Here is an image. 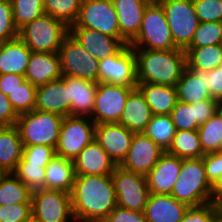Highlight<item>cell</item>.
Returning a JSON list of instances; mask_svg holds the SVG:
<instances>
[{
	"label": "cell",
	"instance_id": "cell-1",
	"mask_svg": "<svg viewBox=\"0 0 222 222\" xmlns=\"http://www.w3.org/2000/svg\"><path fill=\"white\" fill-rule=\"evenodd\" d=\"M70 196L76 222H103L117 206L111 175H76Z\"/></svg>",
	"mask_w": 222,
	"mask_h": 222
},
{
	"label": "cell",
	"instance_id": "cell-2",
	"mask_svg": "<svg viewBox=\"0 0 222 222\" xmlns=\"http://www.w3.org/2000/svg\"><path fill=\"white\" fill-rule=\"evenodd\" d=\"M138 83L176 86L187 68L183 49H134Z\"/></svg>",
	"mask_w": 222,
	"mask_h": 222
},
{
	"label": "cell",
	"instance_id": "cell-3",
	"mask_svg": "<svg viewBox=\"0 0 222 222\" xmlns=\"http://www.w3.org/2000/svg\"><path fill=\"white\" fill-rule=\"evenodd\" d=\"M211 193L203 157L182 159L181 173L170 195L192 207L210 203Z\"/></svg>",
	"mask_w": 222,
	"mask_h": 222
},
{
	"label": "cell",
	"instance_id": "cell-4",
	"mask_svg": "<svg viewBox=\"0 0 222 222\" xmlns=\"http://www.w3.org/2000/svg\"><path fill=\"white\" fill-rule=\"evenodd\" d=\"M129 45L134 49H178L173 41L164 9L157 0H152L146 7L140 31Z\"/></svg>",
	"mask_w": 222,
	"mask_h": 222
},
{
	"label": "cell",
	"instance_id": "cell-5",
	"mask_svg": "<svg viewBox=\"0 0 222 222\" xmlns=\"http://www.w3.org/2000/svg\"><path fill=\"white\" fill-rule=\"evenodd\" d=\"M63 117L34 109L19 115L16 126L23 146L46 145L56 148Z\"/></svg>",
	"mask_w": 222,
	"mask_h": 222
},
{
	"label": "cell",
	"instance_id": "cell-6",
	"mask_svg": "<svg viewBox=\"0 0 222 222\" xmlns=\"http://www.w3.org/2000/svg\"><path fill=\"white\" fill-rule=\"evenodd\" d=\"M68 33L69 27L62 21L44 13L20 28L18 37L32 52L58 53Z\"/></svg>",
	"mask_w": 222,
	"mask_h": 222
},
{
	"label": "cell",
	"instance_id": "cell-7",
	"mask_svg": "<svg viewBox=\"0 0 222 222\" xmlns=\"http://www.w3.org/2000/svg\"><path fill=\"white\" fill-rule=\"evenodd\" d=\"M163 7L175 45L185 50L199 25L193 0H157Z\"/></svg>",
	"mask_w": 222,
	"mask_h": 222
},
{
	"label": "cell",
	"instance_id": "cell-8",
	"mask_svg": "<svg viewBox=\"0 0 222 222\" xmlns=\"http://www.w3.org/2000/svg\"><path fill=\"white\" fill-rule=\"evenodd\" d=\"M58 55L63 75L99 82V60L95 59L70 33L64 37Z\"/></svg>",
	"mask_w": 222,
	"mask_h": 222
},
{
	"label": "cell",
	"instance_id": "cell-9",
	"mask_svg": "<svg viewBox=\"0 0 222 222\" xmlns=\"http://www.w3.org/2000/svg\"><path fill=\"white\" fill-rule=\"evenodd\" d=\"M95 127L96 124L89 117H63L56 155L74 160L95 139Z\"/></svg>",
	"mask_w": 222,
	"mask_h": 222
},
{
	"label": "cell",
	"instance_id": "cell-10",
	"mask_svg": "<svg viewBox=\"0 0 222 222\" xmlns=\"http://www.w3.org/2000/svg\"><path fill=\"white\" fill-rule=\"evenodd\" d=\"M31 202L32 216L39 222H76L68 192L36 189L32 191Z\"/></svg>",
	"mask_w": 222,
	"mask_h": 222
},
{
	"label": "cell",
	"instance_id": "cell-11",
	"mask_svg": "<svg viewBox=\"0 0 222 222\" xmlns=\"http://www.w3.org/2000/svg\"><path fill=\"white\" fill-rule=\"evenodd\" d=\"M70 27L90 28L121 39L117 12L112 0H82L78 17Z\"/></svg>",
	"mask_w": 222,
	"mask_h": 222
},
{
	"label": "cell",
	"instance_id": "cell-12",
	"mask_svg": "<svg viewBox=\"0 0 222 222\" xmlns=\"http://www.w3.org/2000/svg\"><path fill=\"white\" fill-rule=\"evenodd\" d=\"M137 87L98 82L91 120L96 124L118 123L129 93Z\"/></svg>",
	"mask_w": 222,
	"mask_h": 222
},
{
	"label": "cell",
	"instance_id": "cell-13",
	"mask_svg": "<svg viewBox=\"0 0 222 222\" xmlns=\"http://www.w3.org/2000/svg\"><path fill=\"white\" fill-rule=\"evenodd\" d=\"M117 206L142 212L149 196L146 177L117 166L112 173Z\"/></svg>",
	"mask_w": 222,
	"mask_h": 222
},
{
	"label": "cell",
	"instance_id": "cell-14",
	"mask_svg": "<svg viewBox=\"0 0 222 222\" xmlns=\"http://www.w3.org/2000/svg\"><path fill=\"white\" fill-rule=\"evenodd\" d=\"M99 82L137 87L136 55L126 44L117 54L99 60Z\"/></svg>",
	"mask_w": 222,
	"mask_h": 222
},
{
	"label": "cell",
	"instance_id": "cell-15",
	"mask_svg": "<svg viewBox=\"0 0 222 222\" xmlns=\"http://www.w3.org/2000/svg\"><path fill=\"white\" fill-rule=\"evenodd\" d=\"M164 153L165 151L149 137L143 133H134L129 151L119 166L146 176Z\"/></svg>",
	"mask_w": 222,
	"mask_h": 222
},
{
	"label": "cell",
	"instance_id": "cell-16",
	"mask_svg": "<svg viewBox=\"0 0 222 222\" xmlns=\"http://www.w3.org/2000/svg\"><path fill=\"white\" fill-rule=\"evenodd\" d=\"M134 132L118 123H102L95 127V139L119 166L127 155Z\"/></svg>",
	"mask_w": 222,
	"mask_h": 222
},
{
	"label": "cell",
	"instance_id": "cell-17",
	"mask_svg": "<svg viewBox=\"0 0 222 222\" xmlns=\"http://www.w3.org/2000/svg\"><path fill=\"white\" fill-rule=\"evenodd\" d=\"M182 159L165 152L145 176L149 193L171 194L181 173Z\"/></svg>",
	"mask_w": 222,
	"mask_h": 222
},
{
	"label": "cell",
	"instance_id": "cell-18",
	"mask_svg": "<svg viewBox=\"0 0 222 222\" xmlns=\"http://www.w3.org/2000/svg\"><path fill=\"white\" fill-rule=\"evenodd\" d=\"M69 33L97 60L117 54L126 43L85 27H69Z\"/></svg>",
	"mask_w": 222,
	"mask_h": 222
},
{
	"label": "cell",
	"instance_id": "cell-19",
	"mask_svg": "<svg viewBox=\"0 0 222 222\" xmlns=\"http://www.w3.org/2000/svg\"><path fill=\"white\" fill-rule=\"evenodd\" d=\"M36 110L70 115V98L68 87L62 78L50 81L36 89Z\"/></svg>",
	"mask_w": 222,
	"mask_h": 222
},
{
	"label": "cell",
	"instance_id": "cell-20",
	"mask_svg": "<svg viewBox=\"0 0 222 222\" xmlns=\"http://www.w3.org/2000/svg\"><path fill=\"white\" fill-rule=\"evenodd\" d=\"M152 0H112L117 12L121 39L129 44L139 33L144 12Z\"/></svg>",
	"mask_w": 222,
	"mask_h": 222
},
{
	"label": "cell",
	"instance_id": "cell-21",
	"mask_svg": "<svg viewBox=\"0 0 222 222\" xmlns=\"http://www.w3.org/2000/svg\"><path fill=\"white\" fill-rule=\"evenodd\" d=\"M73 162L76 175H112L117 167L96 140L89 143Z\"/></svg>",
	"mask_w": 222,
	"mask_h": 222
},
{
	"label": "cell",
	"instance_id": "cell-22",
	"mask_svg": "<svg viewBox=\"0 0 222 222\" xmlns=\"http://www.w3.org/2000/svg\"><path fill=\"white\" fill-rule=\"evenodd\" d=\"M188 208L170 194L149 193L144 214L146 222H181Z\"/></svg>",
	"mask_w": 222,
	"mask_h": 222
},
{
	"label": "cell",
	"instance_id": "cell-23",
	"mask_svg": "<svg viewBox=\"0 0 222 222\" xmlns=\"http://www.w3.org/2000/svg\"><path fill=\"white\" fill-rule=\"evenodd\" d=\"M61 78L68 87L70 115L91 118L98 83L68 75Z\"/></svg>",
	"mask_w": 222,
	"mask_h": 222
},
{
	"label": "cell",
	"instance_id": "cell-24",
	"mask_svg": "<svg viewBox=\"0 0 222 222\" xmlns=\"http://www.w3.org/2000/svg\"><path fill=\"white\" fill-rule=\"evenodd\" d=\"M25 78L35 87L63 76L58 53L32 52Z\"/></svg>",
	"mask_w": 222,
	"mask_h": 222
},
{
	"label": "cell",
	"instance_id": "cell-25",
	"mask_svg": "<svg viewBox=\"0 0 222 222\" xmlns=\"http://www.w3.org/2000/svg\"><path fill=\"white\" fill-rule=\"evenodd\" d=\"M152 116L151 108L144 95L138 88H134L127 97L126 106L118 124L134 133H142Z\"/></svg>",
	"mask_w": 222,
	"mask_h": 222
},
{
	"label": "cell",
	"instance_id": "cell-26",
	"mask_svg": "<svg viewBox=\"0 0 222 222\" xmlns=\"http://www.w3.org/2000/svg\"><path fill=\"white\" fill-rule=\"evenodd\" d=\"M178 101L194 104L212 98L207 82V71L186 68L176 84Z\"/></svg>",
	"mask_w": 222,
	"mask_h": 222
},
{
	"label": "cell",
	"instance_id": "cell-27",
	"mask_svg": "<svg viewBox=\"0 0 222 222\" xmlns=\"http://www.w3.org/2000/svg\"><path fill=\"white\" fill-rule=\"evenodd\" d=\"M32 51L19 38L0 44V74L25 75Z\"/></svg>",
	"mask_w": 222,
	"mask_h": 222
},
{
	"label": "cell",
	"instance_id": "cell-28",
	"mask_svg": "<svg viewBox=\"0 0 222 222\" xmlns=\"http://www.w3.org/2000/svg\"><path fill=\"white\" fill-rule=\"evenodd\" d=\"M137 88L144 95L153 115H170L178 102L175 86L138 83Z\"/></svg>",
	"mask_w": 222,
	"mask_h": 222
},
{
	"label": "cell",
	"instance_id": "cell-29",
	"mask_svg": "<svg viewBox=\"0 0 222 222\" xmlns=\"http://www.w3.org/2000/svg\"><path fill=\"white\" fill-rule=\"evenodd\" d=\"M45 169V189L71 193L76 178L73 160L56 155Z\"/></svg>",
	"mask_w": 222,
	"mask_h": 222
},
{
	"label": "cell",
	"instance_id": "cell-30",
	"mask_svg": "<svg viewBox=\"0 0 222 222\" xmlns=\"http://www.w3.org/2000/svg\"><path fill=\"white\" fill-rule=\"evenodd\" d=\"M23 154V144L16 125L0 126V164L12 173Z\"/></svg>",
	"mask_w": 222,
	"mask_h": 222
},
{
	"label": "cell",
	"instance_id": "cell-31",
	"mask_svg": "<svg viewBox=\"0 0 222 222\" xmlns=\"http://www.w3.org/2000/svg\"><path fill=\"white\" fill-rule=\"evenodd\" d=\"M184 51L188 69L209 71L218 67L222 62V44L187 47Z\"/></svg>",
	"mask_w": 222,
	"mask_h": 222
},
{
	"label": "cell",
	"instance_id": "cell-32",
	"mask_svg": "<svg viewBox=\"0 0 222 222\" xmlns=\"http://www.w3.org/2000/svg\"><path fill=\"white\" fill-rule=\"evenodd\" d=\"M166 152L180 159L202 158L205 155L197 130L176 131L172 144Z\"/></svg>",
	"mask_w": 222,
	"mask_h": 222
},
{
	"label": "cell",
	"instance_id": "cell-33",
	"mask_svg": "<svg viewBox=\"0 0 222 222\" xmlns=\"http://www.w3.org/2000/svg\"><path fill=\"white\" fill-rule=\"evenodd\" d=\"M176 131L171 115H153L142 133L166 152L172 144Z\"/></svg>",
	"mask_w": 222,
	"mask_h": 222
},
{
	"label": "cell",
	"instance_id": "cell-34",
	"mask_svg": "<svg viewBox=\"0 0 222 222\" xmlns=\"http://www.w3.org/2000/svg\"><path fill=\"white\" fill-rule=\"evenodd\" d=\"M32 190L13 173L0 179V205L32 203Z\"/></svg>",
	"mask_w": 222,
	"mask_h": 222
},
{
	"label": "cell",
	"instance_id": "cell-35",
	"mask_svg": "<svg viewBox=\"0 0 222 222\" xmlns=\"http://www.w3.org/2000/svg\"><path fill=\"white\" fill-rule=\"evenodd\" d=\"M205 154L222 151V116L217 112L197 129Z\"/></svg>",
	"mask_w": 222,
	"mask_h": 222
},
{
	"label": "cell",
	"instance_id": "cell-36",
	"mask_svg": "<svg viewBox=\"0 0 222 222\" xmlns=\"http://www.w3.org/2000/svg\"><path fill=\"white\" fill-rule=\"evenodd\" d=\"M82 0H44V13L72 26L79 14Z\"/></svg>",
	"mask_w": 222,
	"mask_h": 222
},
{
	"label": "cell",
	"instance_id": "cell-37",
	"mask_svg": "<svg viewBox=\"0 0 222 222\" xmlns=\"http://www.w3.org/2000/svg\"><path fill=\"white\" fill-rule=\"evenodd\" d=\"M13 21L19 30L27 23L44 14V0H10Z\"/></svg>",
	"mask_w": 222,
	"mask_h": 222
},
{
	"label": "cell",
	"instance_id": "cell-38",
	"mask_svg": "<svg viewBox=\"0 0 222 222\" xmlns=\"http://www.w3.org/2000/svg\"><path fill=\"white\" fill-rule=\"evenodd\" d=\"M36 89L37 87L25 80L7 95L13 109L18 115L34 110L36 105Z\"/></svg>",
	"mask_w": 222,
	"mask_h": 222
},
{
	"label": "cell",
	"instance_id": "cell-39",
	"mask_svg": "<svg viewBox=\"0 0 222 222\" xmlns=\"http://www.w3.org/2000/svg\"><path fill=\"white\" fill-rule=\"evenodd\" d=\"M222 44V22H200L188 47Z\"/></svg>",
	"mask_w": 222,
	"mask_h": 222
},
{
	"label": "cell",
	"instance_id": "cell-40",
	"mask_svg": "<svg viewBox=\"0 0 222 222\" xmlns=\"http://www.w3.org/2000/svg\"><path fill=\"white\" fill-rule=\"evenodd\" d=\"M12 173L32 191L45 188L46 169L42 164H18Z\"/></svg>",
	"mask_w": 222,
	"mask_h": 222
},
{
	"label": "cell",
	"instance_id": "cell-41",
	"mask_svg": "<svg viewBox=\"0 0 222 222\" xmlns=\"http://www.w3.org/2000/svg\"><path fill=\"white\" fill-rule=\"evenodd\" d=\"M170 115L177 131L197 130L200 126L196 122L195 106L192 104L178 101Z\"/></svg>",
	"mask_w": 222,
	"mask_h": 222
},
{
	"label": "cell",
	"instance_id": "cell-42",
	"mask_svg": "<svg viewBox=\"0 0 222 222\" xmlns=\"http://www.w3.org/2000/svg\"><path fill=\"white\" fill-rule=\"evenodd\" d=\"M56 156L55 148L46 145L23 146L22 158L18 164H42L45 168Z\"/></svg>",
	"mask_w": 222,
	"mask_h": 222
},
{
	"label": "cell",
	"instance_id": "cell-43",
	"mask_svg": "<svg viewBox=\"0 0 222 222\" xmlns=\"http://www.w3.org/2000/svg\"><path fill=\"white\" fill-rule=\"evenodd\" d=\"M199 22H222V0H193Z\"/></svg>",
	"mask_w": 222,
	"mask_h": 222
},
{
	"label": "cell",
	"instance_id": "cell-44",
	"mask_svg": "<svg viewBox=\"0 0 222 222\" xmlns=\"http://www.w3.org/2000/svg\"><path fill=\"white\" fill-rule=\"evenodd\" d=\"M18 37V29L13 21L12 4L4 0L0 4V44Z\"/></svg>",
	"mask_w": 222,
	"mask_h": 222
},
{
	"label": "cell",
	"instance_id": "cell-45",
	"mask_svg": "<svg viewBox=\"0 0 222 222\" xmlns=\"http://www.w3.org/2000/svg\"><path fill=\"white\" fill-rule=\"evenodd\" d=\"M32 216V203L0 205V222H25Z\"/></svg>",
	"mask_w": 222,
	"mask_h": 222
},
{
	"label": "cell",
	"instance_id": "cell-46",
	"mask_svg": "<svg viewBox=\"0 0 222 222\" xmlns=\"http://www.w3.org/2000/svg\"><path fill=\"white\" fill-rule=\"evenodd\" d=\"M203 163L207 181L213 186L222 177V151L205 154Z\"/></svg>",
	"mask_w": 222,
	"mask_h": 222
},
{
	"label": "cell",
	"instance_id": "cell-47",
	"mask_svg": "<svg viewBox=\"0 0 222 222\" xmlns=\"http://www.w3.org/2000/svg\"><path fill=\"white\" fill-rule=\"evenodd\" d=\"M215 210L212 203L189 207L181 222H213Z\"/></svg>",
	"mask_w": 222,
	"mask_h": 222
},
{
	"label": "cell",
	"instance_id": "cell-48",
	"mask_svg": "<svg viewBox=\"0 0 222 222\" xmlns=\"http://www.w3.org/2000/svg\"><path fill=\"white\" fill-rule=\"evenodd\" d=\"M103 222H146L144 211L138 212L116 206Z\"/></svg>",
	"mask_w": 222,
	"mask_h": 222
},
{
	"label": "cell",
	"instance_id": "cell-49",
	"mask_svg": "<svg viewBox=\"0 0 222 222\" xmlns=\"http://www.w3.org/2000/svg\"><path fill=\"white\" fill-rule=\"evenodd\" d=\"M18 117L7 95L0 91V126H14Z\"/></svg>",
	"mask_w": 222,
	"mask_h": 222
},
{
	"label": "cell",
	"instance_id": "cell-50",
	"mask_svg": "<svg viewBox=\"0 0 222 222\" xmlns=\"http://www.w3.org/2000/svg\"><path fill=\"white\" fill-rule=\"evenodd\" d=\"M192 106H195L196 122L199 125H202L215 113H217V100L213 98L199 101L192 104Z\"/></svg>",
	"mask_w": 222,
	"mask_h": 222
},
{
	"label": "cell",
	"instance_id": "cell-51",
	"mask_svg": "<svg viewBox=\"0 0 222 222\" xmlns=\"http://www.w3.org/2000/svg\"><path fill=\"white\" fill-rule=\"evenodd\" d=\"M207 82L213 99L222 98V62L212 70L207 71Z\"/></svg>",
	"mask_w": 222,
	"mask_h": 222
},
{
	"label": "cell",
	"instance_id": "cell-52",
	"mask_svg": "<svg viewBox=\"0 0 222 222\" xmlns=\"http://www.w3.org/2000/svg\"><path fill=\"white\" fill-rule=\"evenodd\" d=\"M25 80V76L20 74H0V91H2L5 95H8Z\"/></svg>",
	"mask_w": 222,
	"mask_h": 222
},
{
	"label": "cell",
	"instance_id": "cell-53",
	"mask_svg": "<svg viewBox=\"0 0 222 222\" xmlns=\"http://www.w3.org/2000/svg\"><path fill=\"white\" fill-rule=\"evenodd\" d=\"M211 203L215 210V215L222 216V194L211 196Z\"/></svg>",
	"mask_w": 222,
	"mask_h": 222
},
{
	"label": "cell",
	"instance_id": "cell-54",
	"mask_svg": "<svg viewBox=\"0 0 222 222\" xmlns=\"http://www.w3.org/2000/svg\"><path fill=\"white\" fill-rule=\"evenodd\" d=\"M222 194V177L212 186L211 196H219Z\"/></svg>",
	"mask_w": 222,
	"mask_h": 222
},
{
	"label": "cell",
	"instance_id": "cell-55",
	"mask_svg": "<svg viewBox=\"0 0 222 222\" xmlns=\"http://www.w3.org/2000/svg\"><path fill=\"white\" fill-rule=\"evenodd\" d=\"M217 112L222 116V98L217 100Z\"/></svg>",
	"mask_w": 222,
	"mask_h": 222
},
{
	"label": "cell",
	"instance_id": "cell-56",
	"mask_svg": "<svg viewBox=\"0 0 222 222\" xmlns=\"http://www.w3.org/2000/svg\"><path fill=\"white\" fill-rule=\"evenodd\" d=\"M7 174H8V172L0 164V179L5 177Z\"/></svg>",
	"mask_w": 222,
	"mask_h": 222
},
{
	"label": "cell",
	"instance_id": "cell-57",
	"mask_svg": "<svg viewBox=\"0 0 222 222\" xmlns=\"http://www.w3.org/2000/svg\"><path fill=\"white\" fill-rule=\"evenodd\" d=\"M213 222H222V216L215 215Z\"/></svg>",
	"mask_w": 222,
	"mask_h": 222
},
{
	"label": "cell",
	"instance_id": "cell-58",
	"mask_svg": "<svg viewBox=\"0 0 222 222\" xmlns=\"http://www.w3.org/2000/svg\"><path fill=\"white\" fill-rule=\"evenodd\" d=\"M25 222H39L37 219H35L33 216H31L29 219H27Z\"/></svg>",
	"mask_w": 222,
	"mask_h": 222
}]
</instances>
